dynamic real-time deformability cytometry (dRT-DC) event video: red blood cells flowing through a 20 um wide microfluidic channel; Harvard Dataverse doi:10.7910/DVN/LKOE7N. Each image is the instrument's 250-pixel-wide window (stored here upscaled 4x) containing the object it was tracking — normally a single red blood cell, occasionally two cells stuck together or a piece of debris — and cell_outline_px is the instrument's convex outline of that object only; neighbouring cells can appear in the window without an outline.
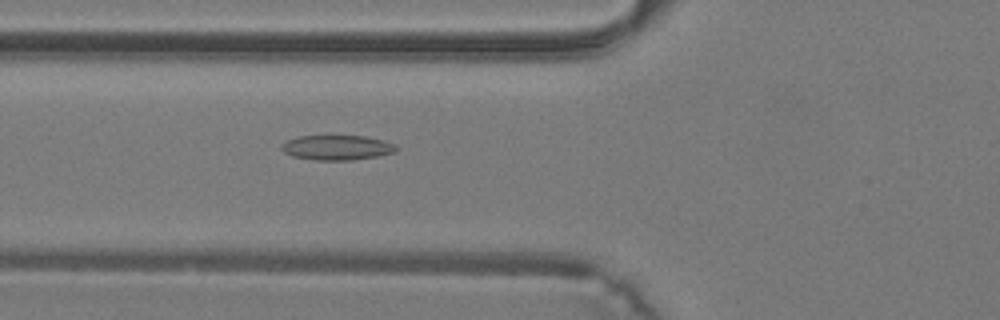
{"species": "common noctule bat (a hibernating species)", "species_latin": "Nyctalus noctula", "temperature_condition": "warm", "stored_images_in_passage": 41, "camera_frame_rate_fps": 3000, "um_per_image_px": 0.085, "animal": {"sex": "male", "body_mass_g": 19.2, "forearm_length_mm": 51.8}, "frame": {"image": 1, "passage_image": 16, "time_ms": 5.0, "image_size_px": [1000, 320], "cell_outline_px": [[400, 148], [396, 152], [376, 156], [352, 160], [316, 160], [292, 156], [284, 152], [280, 148], [280, 144], [288, 140], [300, 136], [364, 136], [384, 140], [396, 144]], "centroid_in_image_um": [28.67, 12.54], "position_along_channel_um": 97.1, "area_um2": 16.7}}
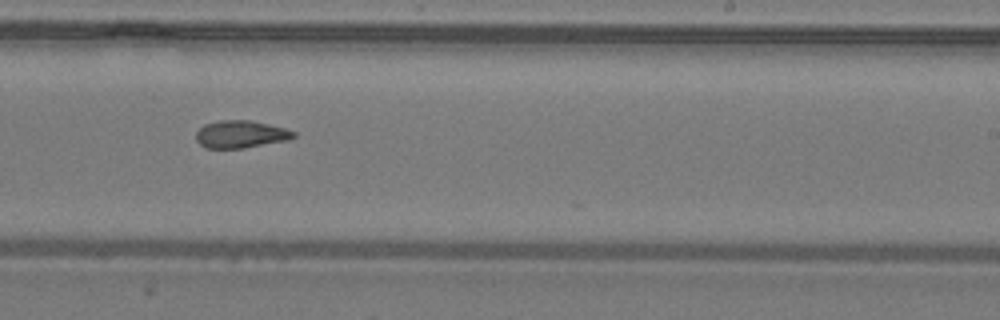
{"frame": {"image": 2, "passage_image": 26, "time_ms": 8.333, "image_size_px": [1000, 320], "cell_outline_px": [[296, 136], [288, 140], [244, 148], [204, 148], [196, 140], [196, 132], [204, 124], [220, 120], [252, 120], [284, 128], [296, 132]], "centroid_in_image_um": [20.45, 11.41], "position_along_channel_um": 268.5, "area_um2": 15.66}}
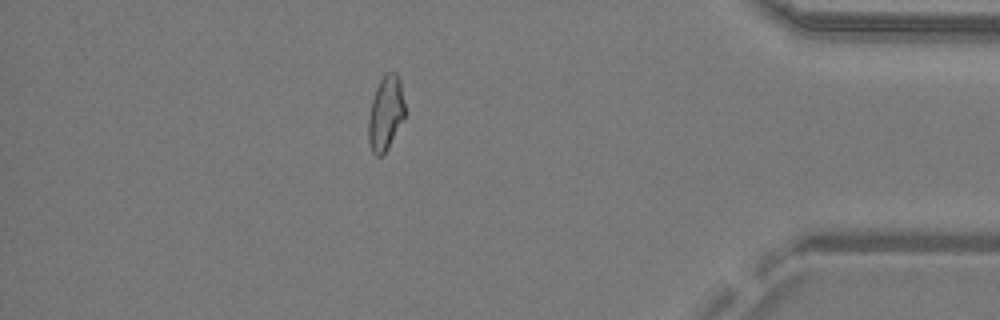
{"frame": {"image": 3, "passage_image": 36, "time_ms": 11.667, "image_size_px": [1000, 320], "cell_outline_px": [[404, 116], [388, 148], [380, 156], [376, 156], [372, 152], [368, 140], [368, 120], [372, 100], [376, 88], [380, 80], [388, 72], [396, 72], [400, 80], [404, 104]], "centroid_in_image_um": [32.76, 9.62], "position_along_channel_um": 402.4, "area_um2": 15.49}}